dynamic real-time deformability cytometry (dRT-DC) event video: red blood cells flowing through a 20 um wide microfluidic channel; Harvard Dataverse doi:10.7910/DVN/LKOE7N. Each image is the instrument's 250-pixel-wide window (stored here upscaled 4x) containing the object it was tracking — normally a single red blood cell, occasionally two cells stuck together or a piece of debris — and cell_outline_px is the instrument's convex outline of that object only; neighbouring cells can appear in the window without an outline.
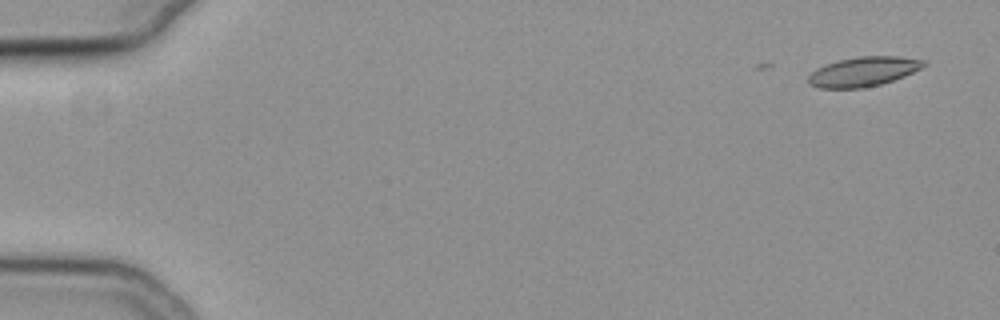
{"species": "common noctule bat (a hibernating species)", "species_latin": "Nyctalus noctula", "temperature_condition": "cold", "stored_images_in_passage": 2, "camera_frame_rate_fps": 3000, "um_per_image_px": 0.085, "animal": {"sex": "female", "body_mass_g": 19.3, "forearm_length_mm": 54.1}, "frame": {"image": 1, "passage_image": 2, "time_ms": 0.333, "image_size_px": [1000, 320], "cell_outline_px": [[928, 64], [904, 76], [880, 84], [860, 88], [820, 88], [812, 84], [808, 80], [808, 76], [816, 68], [824, 64], [836, 60], [860, 56], [900, 56], [924, 60]], "centroid_in_image_um": [73.38, 6.07], "position_along_channel_um": 11.6, "area_um2": 19.77}}